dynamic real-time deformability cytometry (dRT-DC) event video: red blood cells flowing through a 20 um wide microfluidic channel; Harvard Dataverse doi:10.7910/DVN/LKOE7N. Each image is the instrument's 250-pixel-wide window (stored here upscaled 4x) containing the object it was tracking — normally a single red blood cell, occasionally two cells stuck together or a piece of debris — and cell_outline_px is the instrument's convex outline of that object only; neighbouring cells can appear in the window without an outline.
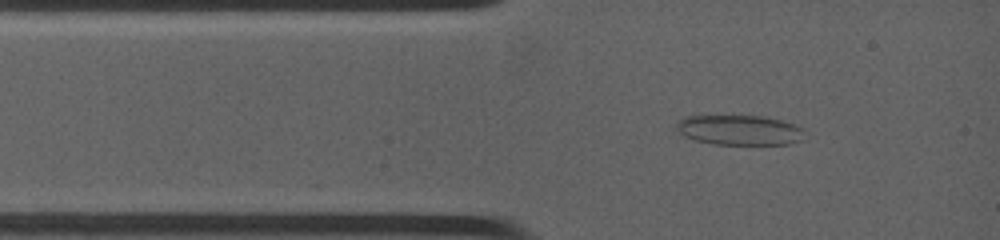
{"species": "common noctule bat (a hibernating species)", "species_latin": "Nyctalus noctula", "temperature_condition": "warm", "stored_images_in_passage": 7, "camera_frame_rate_fps": 4500, "um_per_image_px": 0.085, "animal": {"sex": "female", "body_mass_g": 19.0, "forearm_length_mm": 53.3}, "frame": {"image": 1, "passage_image": 2, "time_ms": 0.667, "image_size_px": [1000, 240], "cell_outline_px": [[804, 128], [800, 140], [788, 144], [712, 144], [696, 140], [684, 136], [680, 132], [676, 124], [684, 116], [768, 116]], "centroid_in_image_um": [62.85, 11.05], "position_along_channel_um": 22.2, "area_um2": 22.14}}
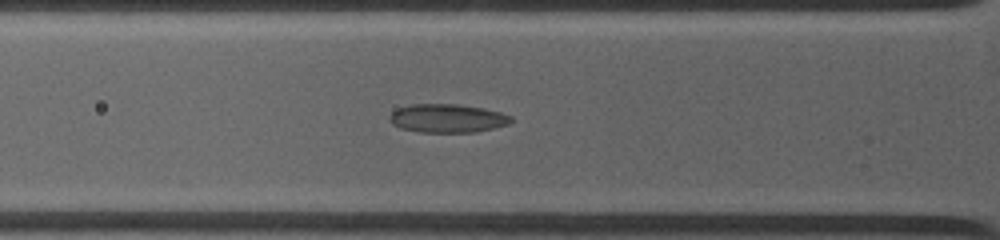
{"frame": {"image": 2, "passage_image": 5, "time_ms": 2.667, "image_size_px": [1000, 240], "cell_outline_px": [[512, 120], [508, 124], [476, 132], [420, 132], [400, 128], [392, 124], [388, 120], [388, 116], [396, 108], [412, 104], [456, 104], [484, 108], [500, 112], [512, 116]], "centroid_in_image_um": [37.99, 10.05], "position_along_channel_um": 87.8, "area_um2": 20.29}}
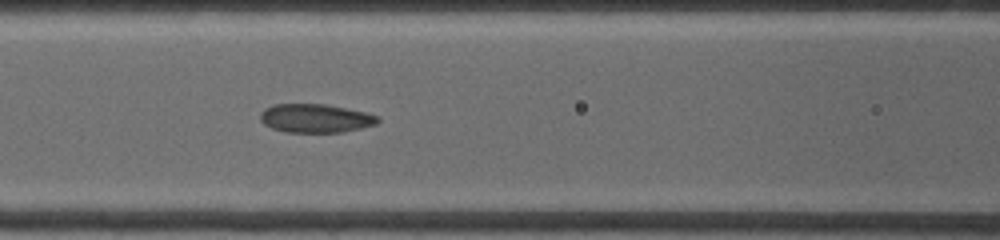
{"frame": {"image": 3, "passage_image": 7, "time_ms": 4.0, "image_size_px": [1000, 240], "cell_outline_px": [[380, 120], [376, 124], [344, 132], [284, 132], [272, 128], [264, 124], [260, 120], [260, 112], [264, 108], [272, 104], [324, 104], [364, 112], [376, 116]], "centroid_in_image_um": [26.75, 10.05], "position_along_channel_um": 139.8, "area_um2": 19.54}}